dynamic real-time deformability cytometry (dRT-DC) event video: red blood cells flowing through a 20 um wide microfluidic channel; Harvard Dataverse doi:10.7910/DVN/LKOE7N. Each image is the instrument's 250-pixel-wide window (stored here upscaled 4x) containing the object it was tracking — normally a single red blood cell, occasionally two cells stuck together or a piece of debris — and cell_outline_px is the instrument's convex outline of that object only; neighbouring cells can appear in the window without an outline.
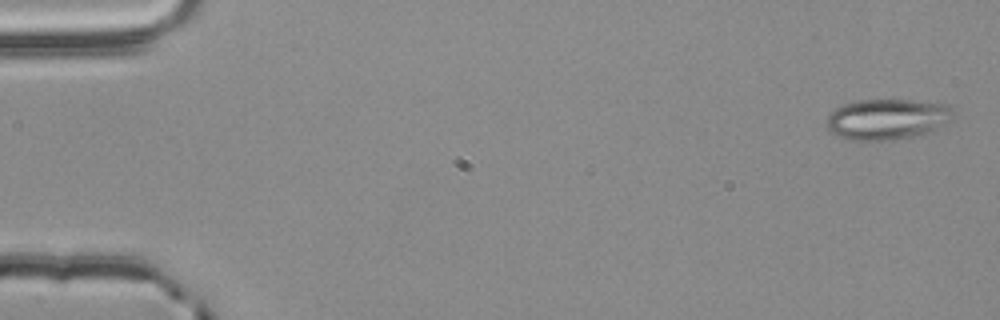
{"species": "common noctule bat (a hibernating species)", "species_latin": "Nyctalus noctula", "temperature_condition": "room temperature", "stored_images_in_passage": 4, "camera_frame_rate_fps": 3000, "um_per_image_px": 0.085, "animal": {"sex": "male", "body_mass_g": 20.4}, "frame": {"image": 1, "passage_image": 1, "time_ms": 0.0, "image_size_px": [1000, 320], "cell_outline_px": [[952, 120], [920, 136], [892, 140], [852, 140], [840, 136], [832, 132], [828, 128], [828, 116], [836, 108], [844, 104], [856, 100], [912, 100], [948, 104], [952, 108]], "centroid_in_image_um": [75.45, 10.13], "position_along_channel_um": 9.6, "area_um2": 29.94}}
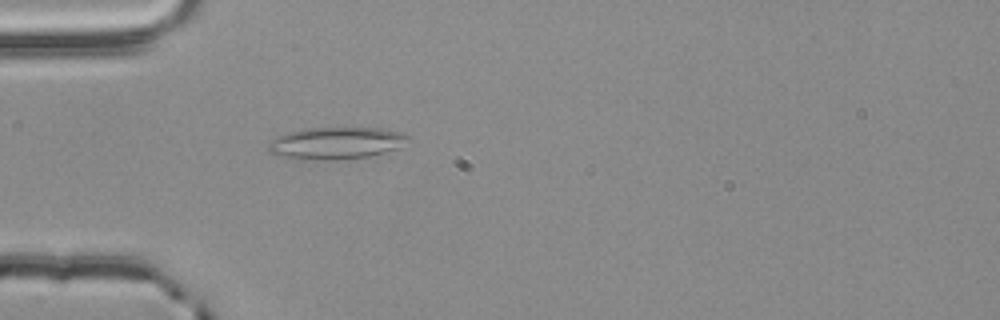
{"frame": {"image": 2, "passage_image": 4, "time_ms": 1.0, "image_size_px": [1000, 320], "cell_outline_px": [[408, 136], [396, 148], [368, 156], [316, 160], [296, 160], [268, 152], [268, 144], [272, 140], [288, 132], [308, 128], [380, 128], [404, 132]], "centroid_in_image_um": [28.49, 12.16], "position_along_channel_um": 56.5, "area_um2": 25.49}}